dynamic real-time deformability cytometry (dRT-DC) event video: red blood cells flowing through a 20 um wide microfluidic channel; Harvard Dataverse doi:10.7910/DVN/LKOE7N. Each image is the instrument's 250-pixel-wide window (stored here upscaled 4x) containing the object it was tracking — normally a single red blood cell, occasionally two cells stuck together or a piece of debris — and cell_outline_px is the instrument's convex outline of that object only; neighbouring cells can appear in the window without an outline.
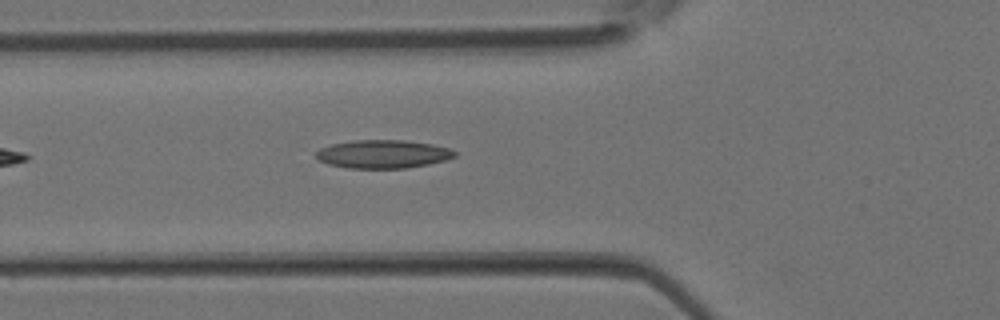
{"species": "Egyptian fruit bat (a non-hibernating species)", "species_latin": "Rousettus aegyptiacus", "temperature_condition": "room temperature", "stored_images_in_passage": 2, "camera_frame_rate_fps": 3000, "um_per_image_px": 0.085, "animal": {"sex": "female"}, "frame": {"image": 1, "passage_image": 2, "time_ms": 0.333, "image_size_px": [1000, 320], "cell_outline_px": [[456, 156], [448, 160], [408, 168], [348, 168], [328, 164], [320, 160], [316, 156], [316, 152], [320, 148], [332, 144], [352, 140], [404, 140], [432, 144], [448, 148], [456, 152]], "centroid_in_image_um": [32.57, 13.1], "position_along_channel_um": 93.2, "area_um2": 22.89}}